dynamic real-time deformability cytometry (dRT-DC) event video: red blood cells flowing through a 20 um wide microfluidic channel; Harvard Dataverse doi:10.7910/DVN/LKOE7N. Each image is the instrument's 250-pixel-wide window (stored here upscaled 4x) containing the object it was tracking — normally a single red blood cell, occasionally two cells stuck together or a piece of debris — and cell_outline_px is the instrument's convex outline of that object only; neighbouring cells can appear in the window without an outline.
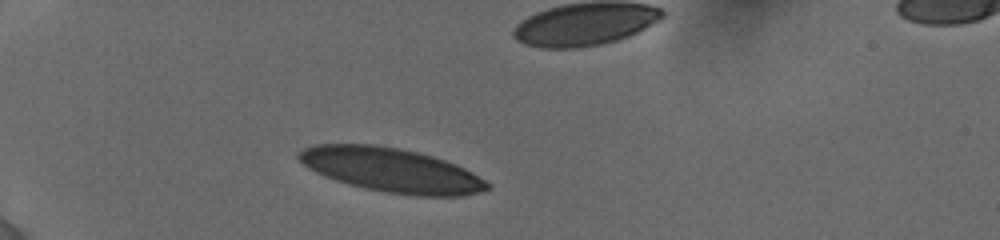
{"species": "human", "species_latin": "Homo sapiens", "temperature_condition": "cold", "stored_images_in_passage": 10, "segment_of_instrument_passage": [1, 2], "camera_frame_rate_fps": 3000, "um_per_image_px": 0.085, "donor": {"sex": "female"}, "frame": {"image": 1, "passage_image": 1, "time_ms": 0.0, "image_size_px": [1000, 240], "cell_outline_px": [[488, 188], [464, 196], [412, 196], [384, 192], [364, 188], [348, 184], [324, 176], [308, 168], [296, 156], [304, 148], [316, 144], [372, 144], [400, 148], [432, 156], [456, 164], [472, 172], [484, 180], [488, 184]], "centroid_in_image_um": [33.24, 14.46], "position_along_channel_um": 51.8, "area_um2": 48.21}}
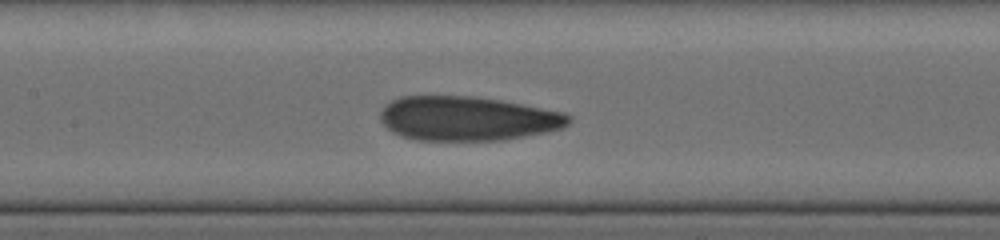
{"frame": {"image": 2, "passage_image": 7, "time_ms": 4.0, "image_size_px": [1000, 240], "cell_outline_px": [[572, 120], [568, 124], [560, 128], [548, 132], [504, 140], [416, 140], [400, 136], [392, 132], [380, 120], [380, 112], [392, 100], [400, 96], [472, 96], [500, 100], [564, 112], [572, 116]], "centroid_in_image_um": [39.75, 10.08], "position_along_channel_um": 167.7, "area_um2": 48.73}}
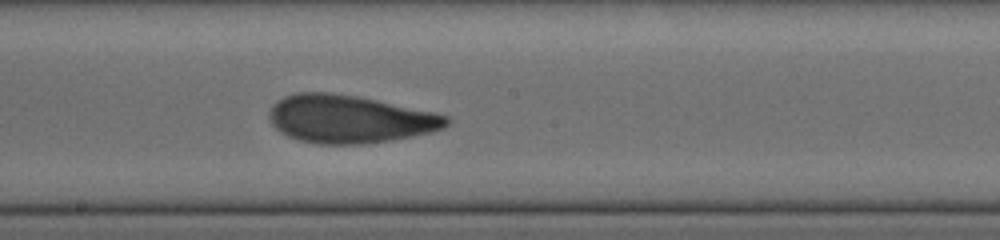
{"frame": {"image": 3, "passage_image": 9, "time_ms": 5.333, "image_size_px": [1000, 240], "cell_outline_px": [[452, 120], [444, 128], [432, 132], [392, 140], [364, 144], [316, 144], [300, 140], [288, 136], [280, 132], [272, 124], [268, 116], [268, 112], [272, 104], [276, 100], [284, 96], [296, 92], [332, 92], [356, 96], [436, 112], [448, 116]], "centroid_in_image_um": [29.7, 10.11], "position_along_channel_um": 218.5, "area_um2": 49.88}}